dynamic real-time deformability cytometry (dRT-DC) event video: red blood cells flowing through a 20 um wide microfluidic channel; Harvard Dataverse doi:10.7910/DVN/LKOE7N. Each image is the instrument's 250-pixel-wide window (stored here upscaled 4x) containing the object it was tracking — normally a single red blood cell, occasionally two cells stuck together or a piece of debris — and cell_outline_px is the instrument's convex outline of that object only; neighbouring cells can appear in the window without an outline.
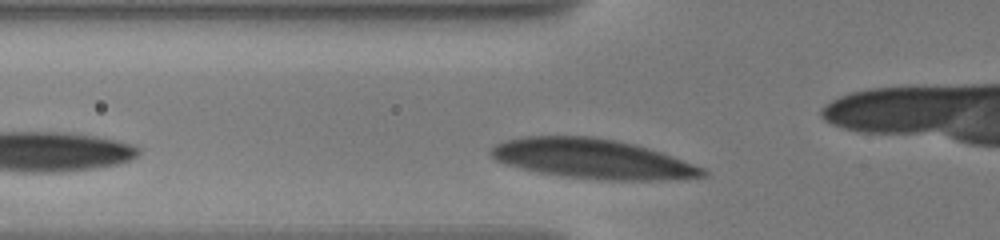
{"species": "human", "species_latin": "Homo sapiens", "temperature_condition": "warm", "stored_images_in_passage": 33, "camera_frame_rate_fps": 3000, "um_per_image_px": 0.085, "donor": {"sex": "male"}, "frame": {"image": 1, "passage_image": 3, "time_ms": 0.667, "image_size_px": [1000, 240], "cell_outline_px": [[708, 172], [704, 176], [668, 180], [612, 180], [564, 176], [540, 172], [504, 164], [496, 160], [488, 152], [496, 144], [508, 140], [524, 136], [592, 136], [636, 144], [672, 156], [704, 168]], "centroid_in_image_um": [50.36, 13.49], "position_along_channel_um": 75.4, "area_um2": 48.61}}
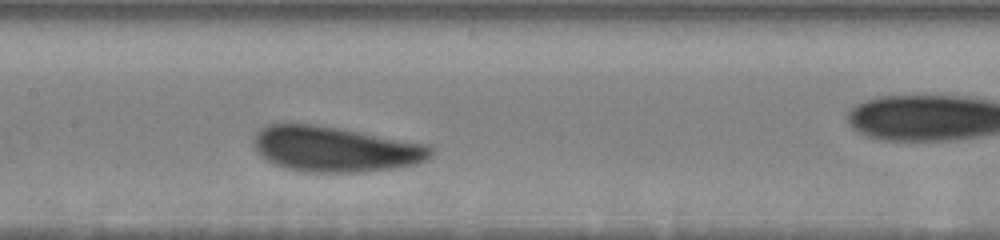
{"frame": {"image": 2, "passage_image": 15, "time_ms": 3.667, "image_size_px": [1000, 240], "cell_outline_px": [[432, 156], [416, 164], [392, 168], [364, 172], [304, 172], [284, 168], [272, 164], [264, 160], [256, 152], [252, 140], [256, 132], [260, 128], [268, 124], [288, 120], [316, 124], [360, 132], [424, 144], [432, 148]], "centroid_in_image_um": [28.33, 12.65], "position_along_channel_um": 179.1, "area_um2": 47.57}}
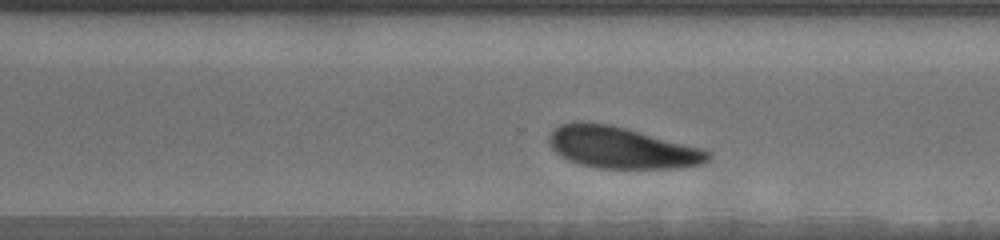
{"frame": {"image": 3, "passage_image": 28, "time_ms": 6.333, "image_size_px": [1000, 240], "cell_outline_px": [[712, 156], [704, 164], [676, 168], [592, 168], [568, 160], [560, 156], [552, 148], [552, 132], [560, 124], [580, 120], [608, 124], [624, 128], [700, 148], [708, 152]], "centroid_in_image_um": [52.82, 12.56], "position_along_channel_um": 317.8, "area_um2": 37.97}}